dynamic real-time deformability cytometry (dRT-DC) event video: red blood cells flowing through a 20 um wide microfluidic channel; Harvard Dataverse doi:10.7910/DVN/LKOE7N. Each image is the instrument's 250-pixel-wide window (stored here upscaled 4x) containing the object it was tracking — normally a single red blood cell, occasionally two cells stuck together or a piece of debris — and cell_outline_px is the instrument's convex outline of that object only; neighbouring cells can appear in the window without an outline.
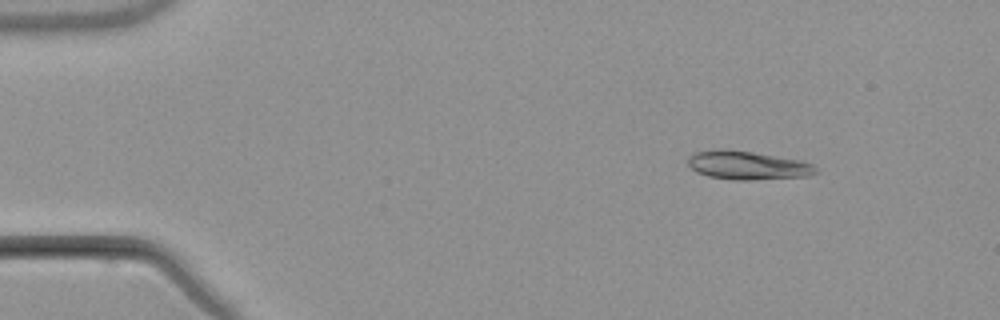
{"species": "common noctule bat (a hibernating species)", "species_latin": "Nyctalus noctula", "temperature_condition": "warm", "stored_images_in_passage": 3, "camera_frame_rate_fps": 3000, "um_per_image_px": 0.085, "animal": {"sex": "male", "body_mass_g": 21.5, "forearm_length_mm": 52.0}, "frame": {"image": 1, "passage_image": 1, "time_ms": 0.0, "image_size_px": [1000, 320], "cell_outline_px": [[820, 168], [816, 172], [808, 176], [752, 180], [732, 180], [708, 176], [696, 172], [688, 164], [688, 156], [696, 152], [720, 148], [752, 152], [800, 160], [812, 164]], "centroid_in_image_um": [63.54, 14.05], "position_along_channel_um": 21.5, "area_um2": 21.33}}
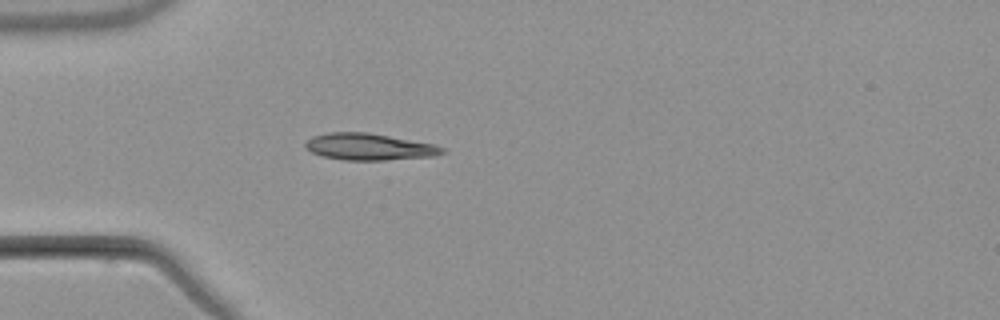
{"frame": {"image": 2, "passage_image": 3, "time_ms": 3.0, "image_size_px": [1000, 320], "cell_outline_px": [[448, 152], [432, 156], [384, 160], [344, 160], [324, 156], [312, 152], [304, 148], [304, 144], [312, 136], [328, 132], [368, 132], [436, 144], [448, 148]], "centroid_in_image_um": [31.43, 12.47], "position_along_channel_um": 53.6, "area_um2": 21.5}}